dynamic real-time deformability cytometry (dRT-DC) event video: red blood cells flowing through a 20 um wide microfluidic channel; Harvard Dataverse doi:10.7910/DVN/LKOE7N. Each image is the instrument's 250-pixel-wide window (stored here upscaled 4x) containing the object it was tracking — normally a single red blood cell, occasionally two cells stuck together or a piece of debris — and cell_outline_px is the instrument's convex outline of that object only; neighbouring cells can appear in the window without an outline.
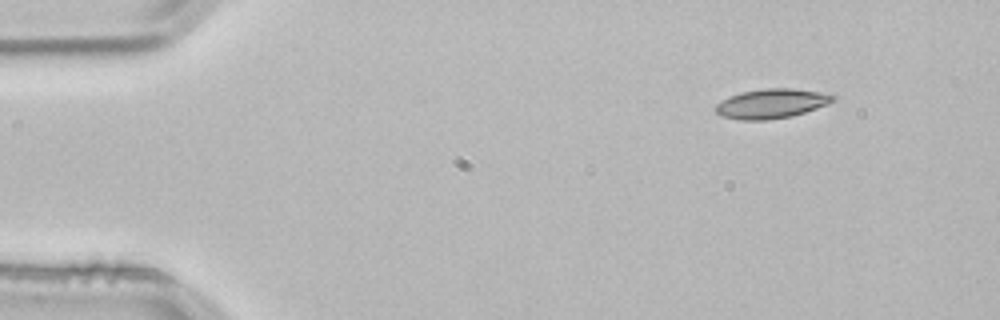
{"species": "common noctule bat (a hibernating species)", "species_latin": "Nyctalus noctula", "temperature_condition": "room temperature", "stored_images_in_passage": 3, "camera_frame_rate_fps": 3000, "um_per_image_px": 0.085, "animal": {"sex": "male", "body_mass_g": 21.5, "forearm_length_mm": 52.0}, "frame": {"image": 1, "passage_image": 1, "time_ms": 0.0, "image_size_px": [1000, 320], "cell_outline_px": [[836, 100], [828, 104], [792, 116], [768, 120], [740, 120], [720, 116], [716, 112], [716, 104], [728, 96], [740, 92], [764, 88], [792, 88], [820, 92], [836, 96]], "centroid_in_image_um": [65.56, 8.8], "position_along_channel_um": 19.4, "area_um2": 20.29}}
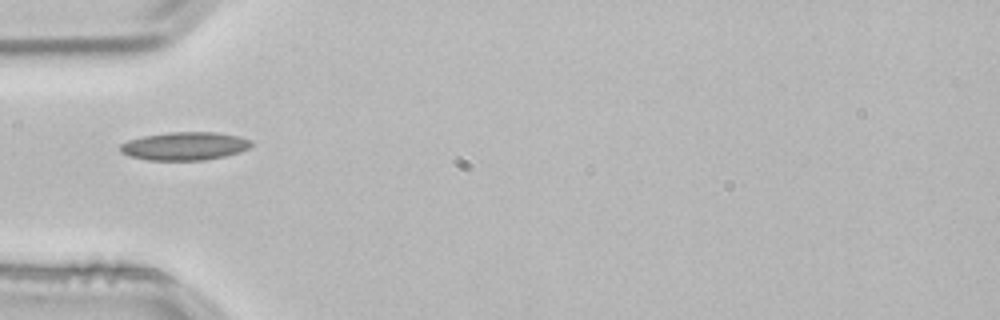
{"frame": {"image": 2, "passage_image": 3, "time_ms": 0.667, "image_size_px": [1000, 320], "cell_outline_px": [[252, 144], [248, 148], [240, 152], [224, 156], [204, 160], [148, 160], [128, 156], [120, 152], [120, 144], [128, 140], [144, 136], [168, 132], [216, 132], [240, 136], [252, 140]], "centroid_in_image_um": [15.7, 12.41], "position_along_channel_um": 69.3, "area_um2": 21.62}}